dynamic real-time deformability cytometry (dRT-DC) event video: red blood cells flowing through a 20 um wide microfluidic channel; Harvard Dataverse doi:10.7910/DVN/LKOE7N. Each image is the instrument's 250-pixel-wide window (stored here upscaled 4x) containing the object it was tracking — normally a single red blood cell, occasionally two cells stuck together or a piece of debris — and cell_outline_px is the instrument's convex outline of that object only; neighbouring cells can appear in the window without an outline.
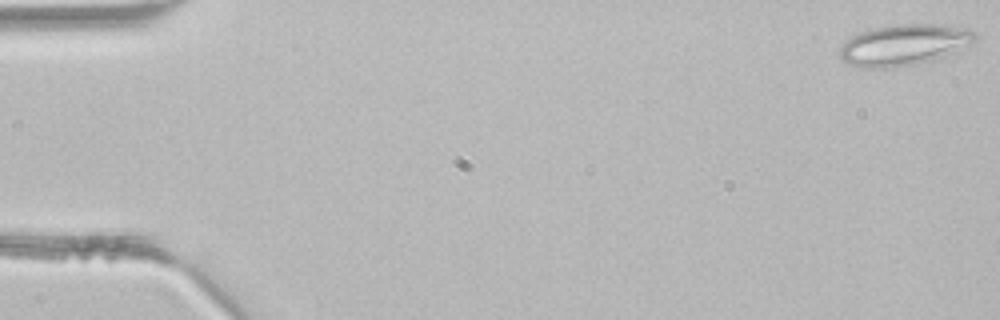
{"species": "common noctule bat (a hibernating species)", "species_latin": "Nyctalus noctula", "temperature_condition": "room temperature", "stored_images_in_passage": 4, "camera_frame_rate_fps": 3000, "um_per_image_px": 0.085, "animal": {"sex": "male", "body_mass_g": 21.5, "forearm_length_mm": 52.0}, "frame": {"image": 1, "passage_image": 1, "time_ms": 0.0, "image_size_px": [1000, 320], "cell_outline_px": [[976, 40], [944, 56], [932, 60], [916, 64], [896, 68], [860, 68], [848, 64], [836, 52], [840, 44], [844, 40], [860, 32], [872, 28], [896, 24], [948, 24], [968, 28], [976, 32]], "centroid_in_image_um": [76.78, 3.81], "position_along_channel_um": 8.2, "area_um2": 32.89}}